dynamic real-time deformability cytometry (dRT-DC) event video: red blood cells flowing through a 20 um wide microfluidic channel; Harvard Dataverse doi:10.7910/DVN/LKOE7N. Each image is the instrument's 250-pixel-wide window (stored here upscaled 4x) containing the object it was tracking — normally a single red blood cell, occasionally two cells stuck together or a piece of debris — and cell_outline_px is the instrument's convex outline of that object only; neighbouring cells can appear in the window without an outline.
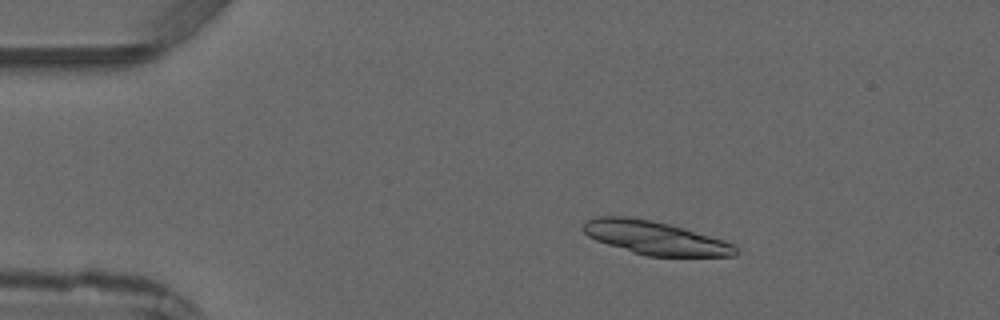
{"species": "common noctule bat (a hibernating species)", "species_latin": "Nyctalus noctula", "temperature_condition": "warm", "stored_images_in_passage": 4, "camera_frame_rate_fps": 3000, "um_per_image_px": 0.085, "animal": {"sex": "male", "forearm_length_mm": 52.5}, "frame": {"image": 1, "passage_image": 3, "time_ms": 2.333, "image_size_px": [1000, 320], "cell_outline_px": [[740, 252], [736, 256], [644, 256], [596, 240], [588, 236], [580, 228], [588, 220], [596, 216], [624, 216], [648, 220], [668, 224], [684, 228], [724, 240], [732, 244]], "centroid_in_image_um": [55.68, 20.22], "position_along_channel_um": 29.3, "area_um2": 29.48}}